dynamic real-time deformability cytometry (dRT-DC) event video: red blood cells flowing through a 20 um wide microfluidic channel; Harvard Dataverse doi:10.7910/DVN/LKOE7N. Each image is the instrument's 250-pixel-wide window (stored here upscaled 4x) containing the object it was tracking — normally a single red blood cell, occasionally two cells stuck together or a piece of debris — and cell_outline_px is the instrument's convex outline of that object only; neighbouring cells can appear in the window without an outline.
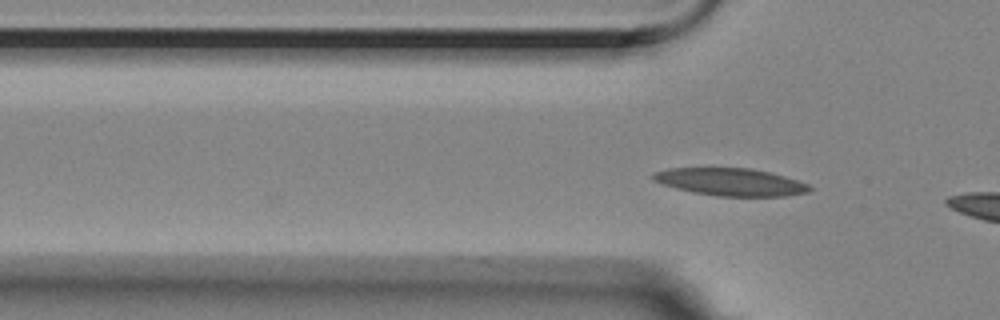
{"species": "Egyptian fruit bat (a non-hibernating species)", "species_latin": "Rousettus aegyptiacus", "temperature_condition": "room temperature", "stored_images_in_passage": 3, "camera_frame_rate_fps": 3000, "um_per_image_px": 0.085, "animal": {"sex": "female"}, "frame": {"image": 1, "passage_image": 2, "time_ms": 0.333, "image_size_px": [1000, 320], "cell_outline_px": [[812, 188], [808, 192], [784, 196], [716, 196], [692, 192], [664, 184], [652, 180], [652, 176], [656, 172], [668, 168], [752, 168], [784, 176], [808, 184]], "centroid_in_image_um": [62.11, 15.47], "position_along_channel_um": 63.7, "area_um2": 24.8}}